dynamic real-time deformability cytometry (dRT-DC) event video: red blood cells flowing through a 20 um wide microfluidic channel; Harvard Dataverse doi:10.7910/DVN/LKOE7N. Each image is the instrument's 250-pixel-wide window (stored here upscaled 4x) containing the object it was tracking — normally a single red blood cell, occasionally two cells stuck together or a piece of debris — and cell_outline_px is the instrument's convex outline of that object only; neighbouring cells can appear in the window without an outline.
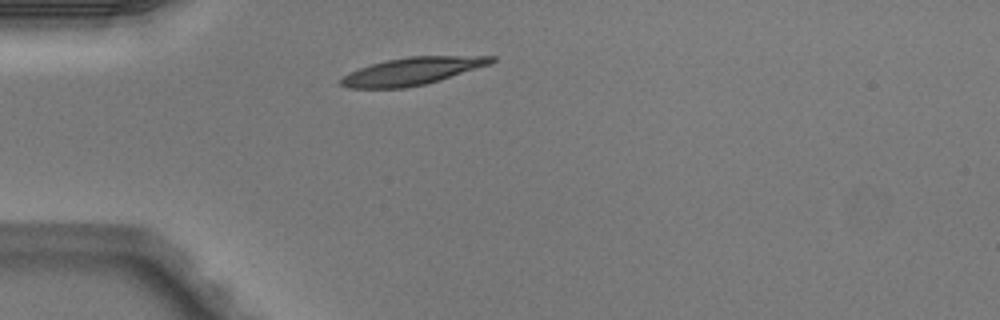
{"species": "Egyptian fruit bat (a non-hibernating species)", "species_latin": "Rousettus aegyptiacus", "temperature_condition": "warm", "stored_images_in_passage": 2, "camera_frame_rate_fps": 3000, "um_per_image_px": 0.085, "animal": {"sex": "male"}, "frame": {"image": 1, "passage_image": 1, "time_ms": 0.0, "image_size_px": [1000, 320], "cell_outline_px": [[496, 60], [488, 64], [440, 80], [424, 84], [404, 88], [348, 88], [340, 84], [340, 80], [348, 72], [372, 64], [388, 60], [408, 56], [496, 56]], "centroid_in_image_um": [35.0, 6.05], "position_along_channel_um": 50.0, "area_um2": 23.7}}